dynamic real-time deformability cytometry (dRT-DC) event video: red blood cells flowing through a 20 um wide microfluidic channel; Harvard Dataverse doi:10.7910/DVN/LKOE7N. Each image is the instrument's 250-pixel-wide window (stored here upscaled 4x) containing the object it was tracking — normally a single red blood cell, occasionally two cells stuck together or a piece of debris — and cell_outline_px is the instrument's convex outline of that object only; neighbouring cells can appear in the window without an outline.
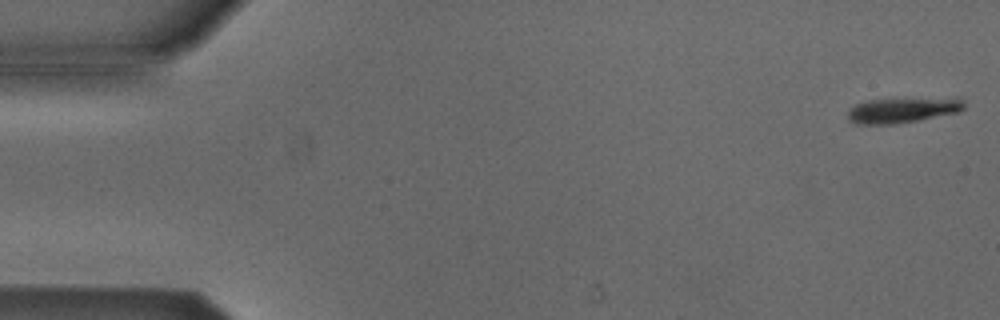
{"species": "Egyptian fruit bat (a non-hibernating species)", "species_latin": "Rousettus aegyptiacus", "temperature_condition": "cold", "stored_images_in_passage": 4, "camera_frame_rate_fps": 3000, "um_per_image_px": 0.085, "animal": {"sex": "male"}, "frame": {"image": 1, "passage_image": 1, "time_ms": 0.0, "image_size_px": [1000, 320], "cell_outline_px": [[964, 108], [960, 112], [916, 120], [892, 124], [856, 124], [848, 120], [848, 112], [856, 104], [868, 100], [956, 96], [964, 100]], "centroid_in_image_um": [76.81, 9.33], "position_along_channel_um": 8.2, "area_um2": 17.46}}